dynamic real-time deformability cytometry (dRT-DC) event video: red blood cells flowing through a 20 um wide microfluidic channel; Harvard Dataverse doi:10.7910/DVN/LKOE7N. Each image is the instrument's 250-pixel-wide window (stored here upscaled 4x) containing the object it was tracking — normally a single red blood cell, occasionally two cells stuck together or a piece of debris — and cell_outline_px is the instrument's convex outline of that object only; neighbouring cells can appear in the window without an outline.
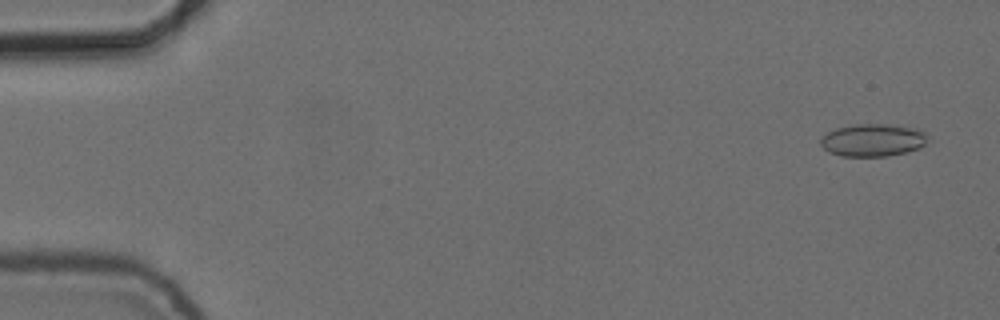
{"species": "common noctule bat (a hibernating species)", "species_latin": "Nyctalus noctula", "temperature_condition": "cold", "stored_images_in_passage": 55, "camera_frame_rate_fps": 3000, "um_per_image_px": 0.085, "animal": {"sex": "female", "body_mass_g": 24.6, "forearm_length_mm": 56.2}, "frame": {"image": 1, "passage_image": 3, "time_ms": 0.667, "image_size_px": [1000, 320], "cell_outline_px": [[928, 136], [924, 144], [920, 148], [888, 156], [840, 156], [828, 152], [820, 144], [820, 140], [828, 132], [836, 128], [852, 124], [888, 124], [920, 128], [928, 132]], "centroid_in_image_um": [74.22, 11.9], "position_along_channel_um": 10.8, "area_um2": 20.58}}
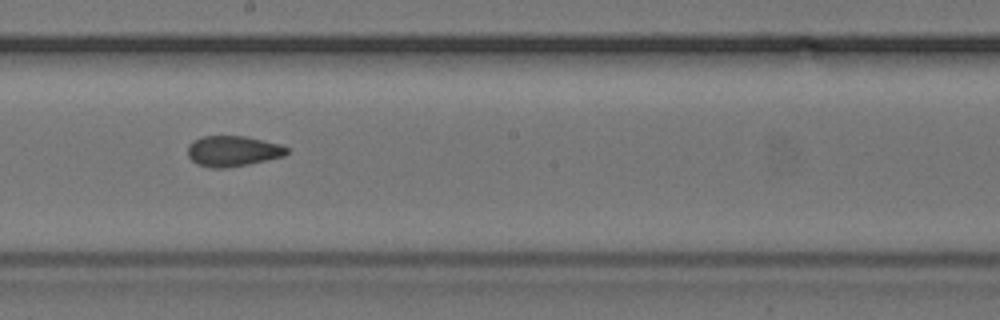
{"frame": {"image": 2, "passage_image": 31, "time_ms": 10.0, "image_size_px": [1000, 320], "cell_outline_px": [[288, 152], [284, 156], [248, 164], [228, 168], [212, 168], [196, 164], [188, 156], [188, 144], [204, 136], [244, 136], [280, 144], [288, 148]], "centroid_in_image_um": [19.78, 12.85], "position_along_channel_um": 228.4, "area_um2": 17.57}}
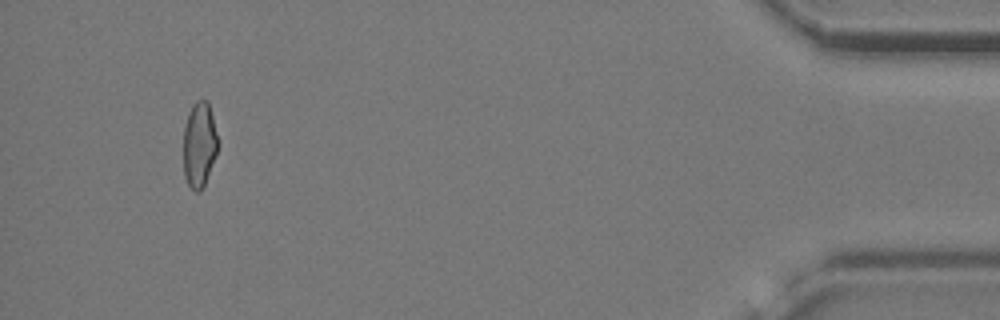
{"frame": {"image": 3, "passage_image": 52, "time_ms": 17.0, "image_size_px": [1000, 320], "cell_outline_px": [[216, 152], [204, 184], [200, 192], [196, 192], [188, 184], [184, 176], [184, 128], [192, 104], [196, 100], [208, 100], [212, 116], [216, 136]], "centroid_in_image_um": [16.91, 12.28], "position_along_channel_um": 418.3, "area_um2": 16.53}, "authors_computed_cell_mechanics": {"area_um2": 18.3804, "velocity_mm_per_s": 3.767, "shape_relaxation_time_tau1_ms": null, "shape_relaxation_time_tau2_ms": 2.7437, "deformation_change_tau1": null, "deformation_change_tau2": 0.0729}}